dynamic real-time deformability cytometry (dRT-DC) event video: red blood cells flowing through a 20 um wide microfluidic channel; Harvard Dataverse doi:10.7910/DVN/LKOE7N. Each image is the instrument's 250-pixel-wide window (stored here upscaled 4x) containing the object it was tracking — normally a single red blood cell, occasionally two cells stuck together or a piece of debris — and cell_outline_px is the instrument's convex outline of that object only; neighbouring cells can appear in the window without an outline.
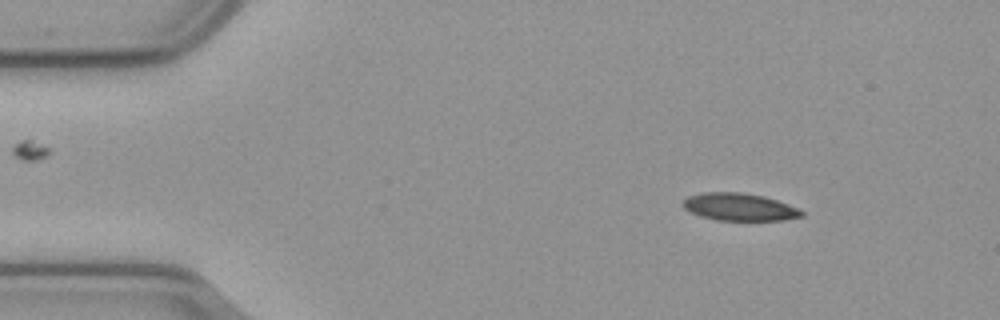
{"species": "common noctule bat (a hibernating species)", "species_latin": "Nyctalus noctula", "temperature_condition": "cold", "stored_images_in_passage": 56, "camera_frame_rate_fps": 3000, "um_per_image_px": 0.085, "animal": {"sex": "male", "body_mass_g": 23.1, "forearm_length_mm": 52.7}, "frame": {"image": 1, "passage_image": 7, "time_ms": 2.0, "image_size_px": [1000, 320], "cell_outline_px": [[804, 216], [784, 220], [716, 220], [700, 216], [684, 208], [680, 204], [688, 196], [704, 192], [740, 192], [764, 196], [788, 204], [804, 212]], "centroid_in_image_um": [62.83, 17.59], "position_along_channel_um": 22.2, "area_um2": 18.96}}
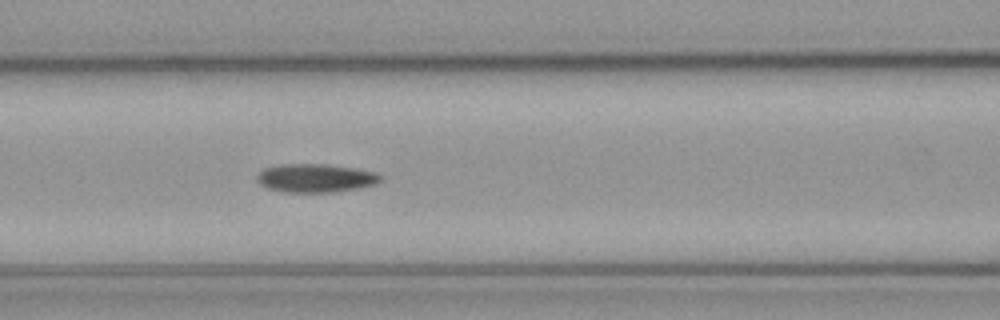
{"frame": {"image": 2, "passage_image": 23, "time_ms": 7.333, "image_size_px": [1000, 320], "cell_outline_px": [[380, 180], [376, 184], [336, 192], [284, 192], [268, 188], [260, 184], [256, 180], [256, 176], [264, 168], [280, 164], [324, 164], [352, 168], [376, 172], [380, 176]], "centroid_in_image_um": [26.78, 15.14], "position_along_channel_um": 139.8, "area_um2": 20.35}}
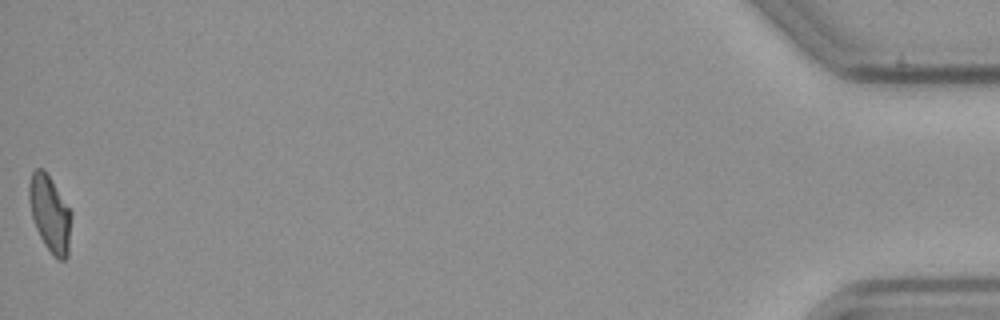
{"frame": {"image": 3, "passage_image": 56, "time_ms": 18.333, "image_size_px": [1000, 320], "cell_outline_px": [[72, 216], [68, 256], [64, 260], [56, 260], [52, 256], [44, 244], [36, 228], [32, 216], [28, 200], [28, 184], [32, 172], [36, 168], [44, 168], [72, 212]], "centroid_in_image_um": [4.25, 18.18], "position_along_channel_um": 431.0, "area_um2": 19.07}, "authors_computed_cell_mechanics": {"area_um2": 19.652, "velocity_mm_per_s": 3.6315, "shape_relaxation_time_tau1_ms": 8.6841, "shape_relaxation_time_tau2_ms": 9.5839, "deformation_change_tau1": 0.1943, "deformation_change_tau2": 0.1592}}